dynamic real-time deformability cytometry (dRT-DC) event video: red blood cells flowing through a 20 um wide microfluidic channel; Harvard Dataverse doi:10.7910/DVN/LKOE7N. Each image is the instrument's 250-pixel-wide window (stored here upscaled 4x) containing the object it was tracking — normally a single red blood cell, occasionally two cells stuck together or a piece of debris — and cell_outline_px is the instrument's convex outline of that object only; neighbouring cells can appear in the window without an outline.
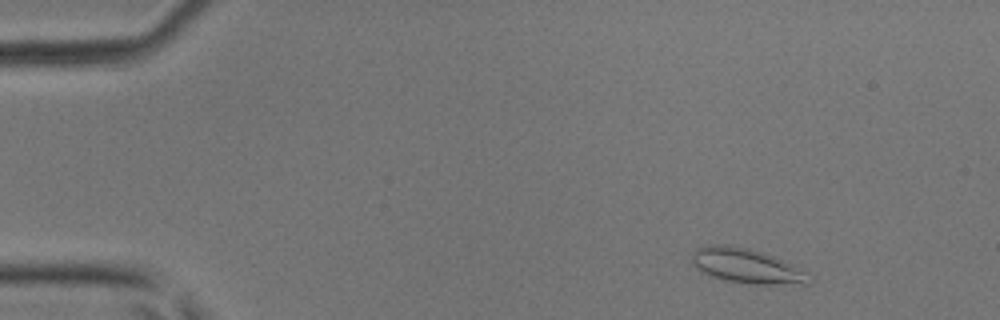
{"species": "common noctule bat (a hibernating species)", "species_latin": "Nyctalus noctula", "temperature_condition": "room temperature", "stored_images_in_passage": 43, "camera_frame_rate_fps": 3000, "um_per_image_px": 0.085, "animal": {"sex": "male", "body_mass_g": 17.9, "forearm_length_mm": 54.2}, "frame": {"image": 1, "passage_image": 4, "time_ms": 1.0, "image_size_px": [1000, 320], "cell_outline_px": [[816, 280], [808, 284], [752, 284], [724, 280], [712, 276], [696, 268], [692, 264], [692, 252], [696, 248], [712, 244], [728, 244], [748, 248], [764, 252], [808, 272]], "centroid_in_image_um": [63.5, 22.6], "position_along_channel_um": 21.5, "area_um2": 23.93}}
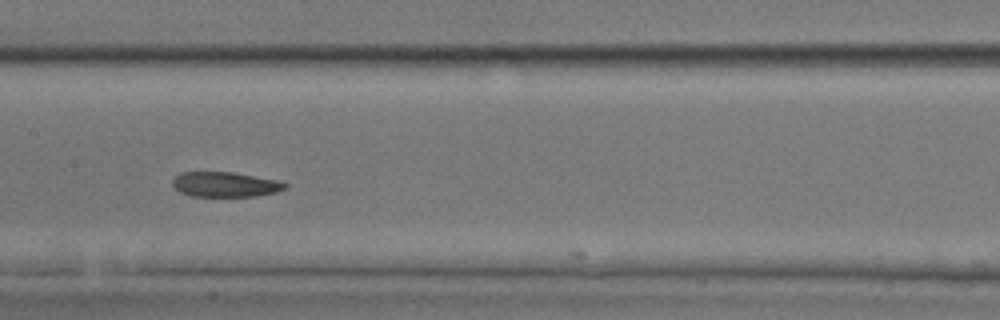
{"frame": {"image": 2, "passage_image": 21, "time_ms": 6.667, "image_size_px": [1000, 320], "cell_outline_px": [[288, 188], [276, 192], [256, 196], [192, 196], [180, 192], [172, 184], [172, 180], [180, 172], [232, 172], [276, 180], [288, 184]], "centroid_in_image_um": [19.14, 15.68], "position_along_channel_um": 188.3, "area_um2": 16.3}}
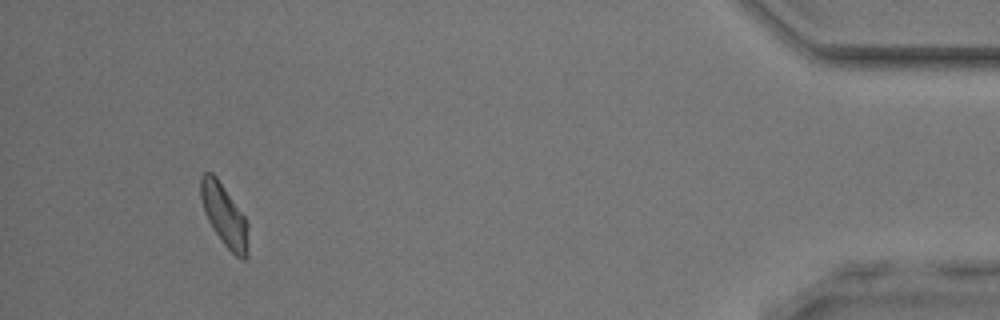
{"frame": {"image": 3, "passage_image": 40, "time_ms": 13.0, "image_size_px": [1000, 320], "cell_outline_px": [[248, 256], [244, 260], [236, 256], [224, 244], [212, 228], [204, 212], [200, 196], [200, 176], [204, 172], [212, 172], [216, 176], [244, 216], [248, 224]], "centroid_in_image_um": [19.06, 18.3], "position_along_channel_um": 416.1, "area_um2": 17.11}}